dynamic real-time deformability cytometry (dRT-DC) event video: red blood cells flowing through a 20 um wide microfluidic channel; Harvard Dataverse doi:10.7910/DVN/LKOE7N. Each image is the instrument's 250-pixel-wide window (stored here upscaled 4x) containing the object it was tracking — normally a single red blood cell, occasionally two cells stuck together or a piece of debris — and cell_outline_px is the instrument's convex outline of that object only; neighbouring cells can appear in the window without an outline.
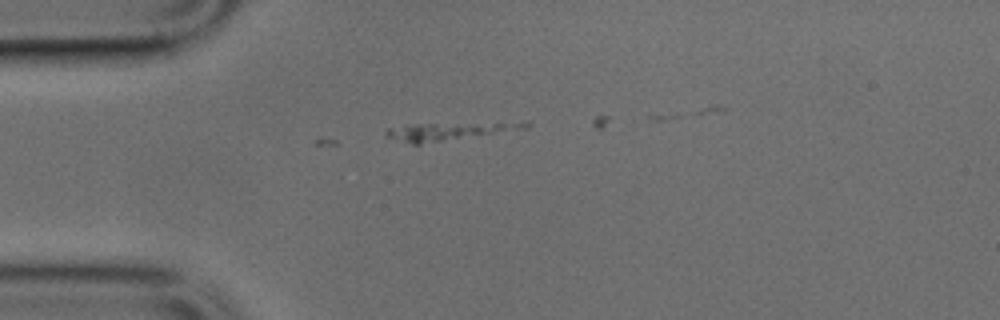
{"species": "common noctule bat (a hibernating species)", "species_latin": "Nyctalus noctula", "temperature_condition": "cold", "stored_images_in_passage": 5, "camera_frame_rate_fps": 3000, "um_per_image_px": 0.085, "animal": {"sex": "male", "body_mass_g": 17.9, "forearm_length_mm": 54.2}, "frame": {"image": 1, "passage_image": 1, "time_ms": 0.0, "image_size_px": [1000, 320], "cell_outline_px": [[504, 124], [500, 128], [492, 132], [420, 144], [412, 144], [388, 136], [388, 128], [416, 124]], "centroid_in_image_um": [37.27, 11.21], "position_along_channel_um": 47.7, "area_um2": 11.21}}